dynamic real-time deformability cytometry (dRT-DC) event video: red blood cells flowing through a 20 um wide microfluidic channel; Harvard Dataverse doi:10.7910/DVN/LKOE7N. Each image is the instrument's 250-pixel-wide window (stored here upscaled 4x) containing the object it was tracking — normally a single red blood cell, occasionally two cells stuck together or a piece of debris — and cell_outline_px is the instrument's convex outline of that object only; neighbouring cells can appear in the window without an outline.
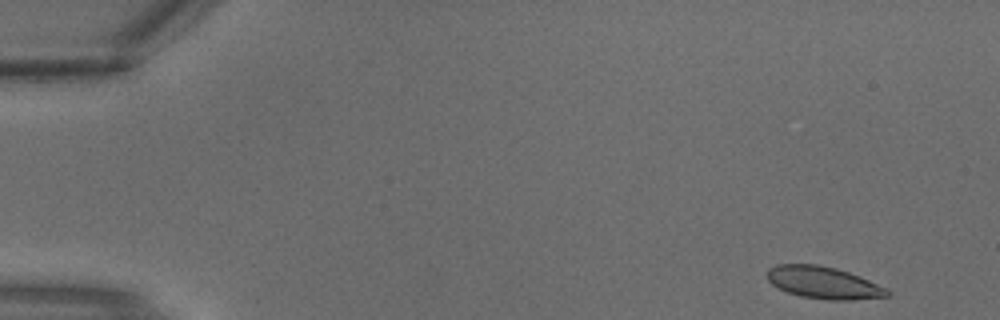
{"species": "common noctule bat (a hibernating species)", "species_latin": "Nyctalus noctula", "temperature_condition": "warm", "stored_images_in_passage": 3, "camera_frame_rate_fps": 3000, "um_per_image_px": 0.085, "animal": {"sex": "male", "body_mass_g": 18.8}, "frame": {"image": 1, "passage_image": 1, "time_ms": 0.0, "image_size_px": [1000, 320], "cell_outline_px": [[888, 296], [852, 300], [828, 300], [800, 296], [788, 292], [772, 284], [768, 280], [764, 272], [768, 268], [776, 264], [816, 264], [836, 268], [860, 276], [884, 288], [888, 292]], "centroid_in_image_um": [69.92, 24.01], "position_along_channel_um": 15.1, "area_um2": 22.37}}
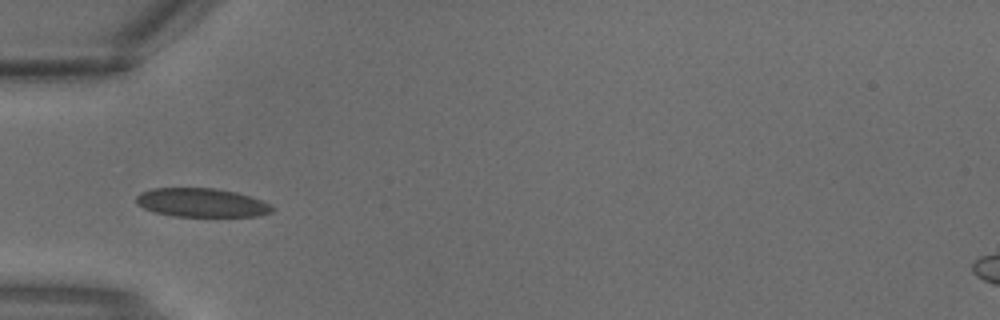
{"frame": {"image": 2, "passage_image": 3, "time_ms": 0.667, "image_size_px": [1000, 320], "cell_outline_px": [[276, 208], [272, 212], [260, 216], [172, 216], [156, 212], [144, 208], [136, 204], [136, 196], [140, 192], [152, 188], [216, 188], [236, 192], [252, 196], [272, 204]], "centroid_in_image_um": [17.18, 17.22], "position_along_channel_um": 67.8, "area_um2": 23.06}}